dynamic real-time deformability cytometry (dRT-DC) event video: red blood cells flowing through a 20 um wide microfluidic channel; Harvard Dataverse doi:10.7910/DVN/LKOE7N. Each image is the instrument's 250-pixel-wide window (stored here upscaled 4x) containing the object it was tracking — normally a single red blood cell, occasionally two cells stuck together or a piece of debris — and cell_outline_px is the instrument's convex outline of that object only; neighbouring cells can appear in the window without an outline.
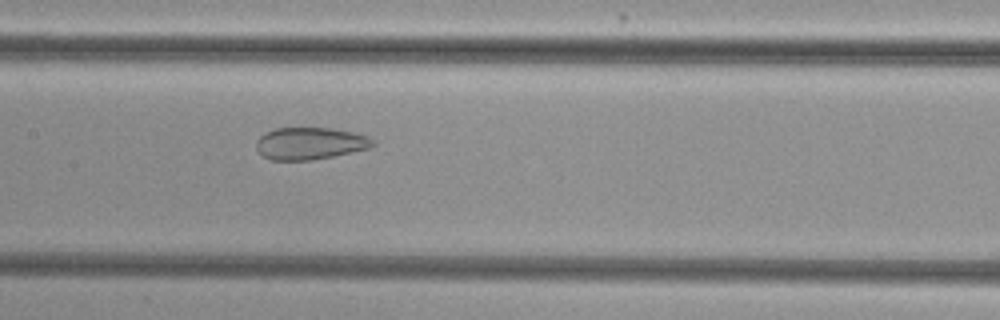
{"species": "common noctule bat (a hibernating species)", "species_latin": "Nyctalus noctula", "temperature_condition": "cold", "stored_images_in_passage": 36, "camera_frame_rate_fps": 3000, "um_per_image_px": 0.085, "animal": {"sex": "female", "body_mass_g": 29.2, "forearm_length_mm": 56.3}, "frame": {"image": 1, "passage_image": 12, "time_ms": 3.667, "image_size_px": [1000, 320], "cell_outline_px": [[376, 144], [368, 148], [332, 156], [312, 160], [272, 160], [264, 156], [256, 148], [256, 140], [264, 132], [276, 128], [332, 128], [356, 132], [368, 136]], "centroid_in_image_um": [26.34, 12.18], "position_along_channel_um": 181.1, "area_um2": 21.79}}
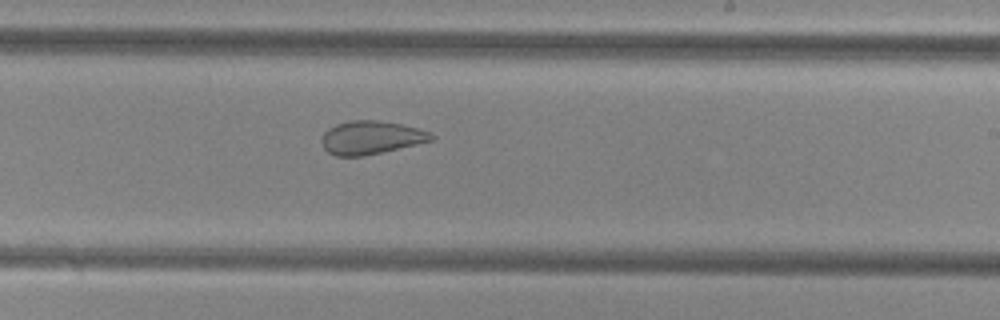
{"frame": {"image": 2, "passage_image": 18, "time_ms": 5.667, "image_size_px": [1000, 320], "cell_outline_px": [[436, 136], [432, 140], [416, 144], [364, 156], [336, 156], [328, 152], [324, 148], [320, 140], [324, 132], [328, 128], [336, 124], [352, 120], [376, 120], [400, 124], [432, 132]], "centroid_in_image_um": [31.51, 11.69], "position_along_channel_um": 257.5, "area_um2": 21.21}}
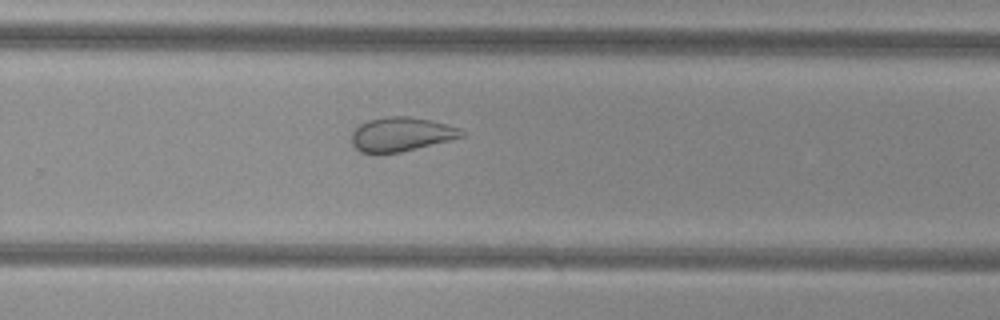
{"frame": {"image": 3, "passage_image": 21, "time_ms": 6.667, "image_size_px": [1000, 320], "cell_outline_px": [[468, 132], [464, 136], [400, 152], [360, 152], [352, 144], [352, 132], [360, 124], [368, 120], [388, 116], [408, 116], [432, 120], [460, 128]], "centroid_in_image_um": [34.13, 11.39], "position_along_channel_um": 295.7, "area_um2": 21.62}}